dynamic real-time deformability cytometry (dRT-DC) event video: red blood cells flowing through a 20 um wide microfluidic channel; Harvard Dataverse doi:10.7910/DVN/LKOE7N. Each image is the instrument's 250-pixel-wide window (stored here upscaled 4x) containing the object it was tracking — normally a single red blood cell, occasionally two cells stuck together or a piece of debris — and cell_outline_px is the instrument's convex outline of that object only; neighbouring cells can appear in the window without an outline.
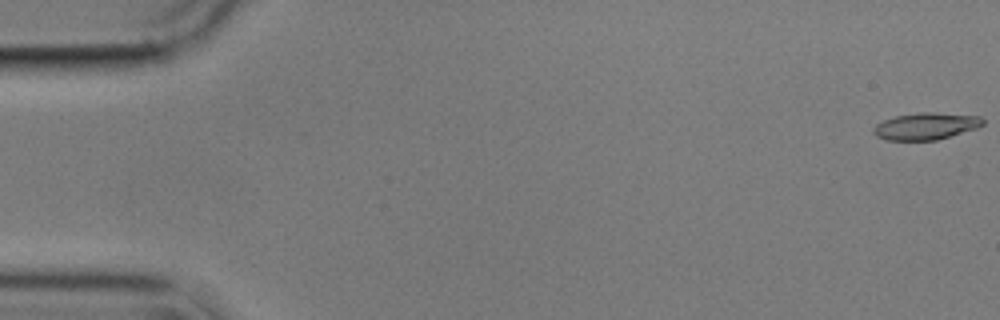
{"species": "common noctule bat (a hibernating species)", "species_latin": "Nyctalus noctula", "temperature_condition": "cold", "stored_images_in_passage": 57, "camera_frame_rate_fps": 3000, "um_per_image_px": 0.085, "animal": {"sex": "male", "body_mass_g": 17.9}, "frame": {"image": 1, "passage_image": 1, "time_ms": 0.0, "image_size_px": [1000, 320], "cell_outline_px": [[984, 124], [976, 128], [936, 140], [888, 140], [876, 136], [872, 132], [872, 128], [876, 124], [884, 120], [896, 116], [924, 112], [932, 112], [980, 116], [984, 120]], "centroid_in_image_um": [78.68, 10.72], "position_along_channel_um": 6.3, "area_um2": 16.99}}
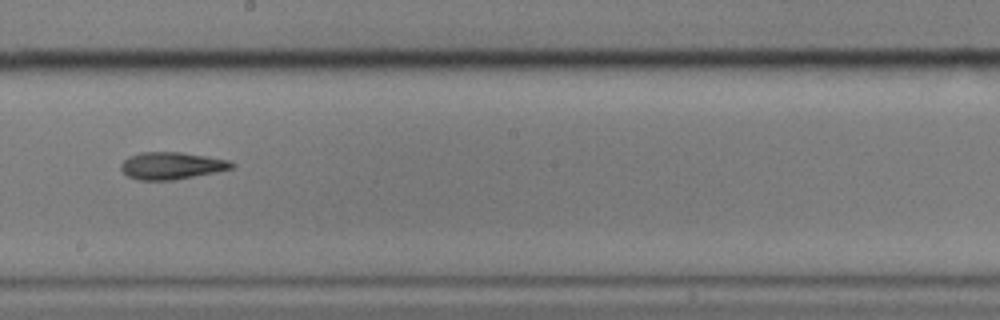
{"frame": {"image": 2, "passage_image": 32, "time_ms": 10.333, "image_size_px": [1000, 320], "cell_outline_px": [[236, 164], [232, 168], [216, 172], [172, 180], [140, 180], [128, 176], [120, 168], [120, 164], [128, 156], [140, 152], [180, 152], [228, 160]], "centroid_in_image_um": [14.55, 14.08], "position_along_channel_um": 233.6, "area_um2": 17.4}}
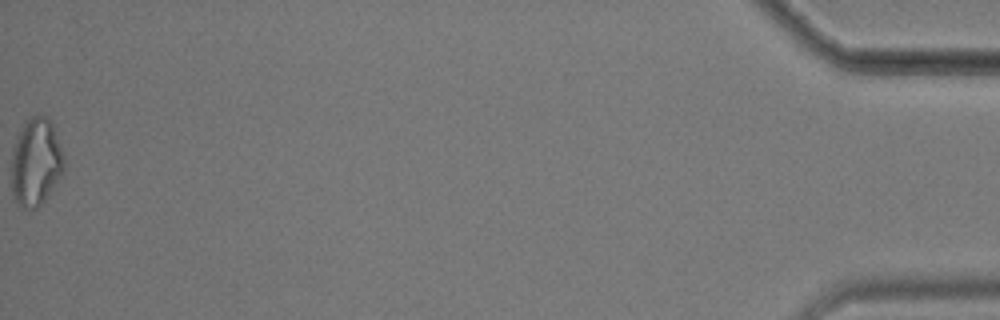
{"frame": {"image": 3, "passage_image": 57, "time_ms": 18.667, "image_size_px": [1000, 320], "cell_outline_px": [[64, 172], [48, 196], [36, 208], [20, 208], [12, 192], [12, 148], [16, 136], [24, 120], [32, 116], [48, 116], [52, 124], [64, 156]], "centroid_in_image_um": [3.04, 13.76], "position_along_channel_um": 432.2, "area_um2": 27.05}, "authors_computed_cell_mechanics": {"area_um2": 17.7446, "velocity_mm_per_s": 3.5612, "shape_relaxation_time_tau1_ms": 5.665, "shape_relaxation_time_tau2_ms": 4.9568, "deformation_change_tau1": 0.2094, "deformation_change_tau2": 0.1457}}